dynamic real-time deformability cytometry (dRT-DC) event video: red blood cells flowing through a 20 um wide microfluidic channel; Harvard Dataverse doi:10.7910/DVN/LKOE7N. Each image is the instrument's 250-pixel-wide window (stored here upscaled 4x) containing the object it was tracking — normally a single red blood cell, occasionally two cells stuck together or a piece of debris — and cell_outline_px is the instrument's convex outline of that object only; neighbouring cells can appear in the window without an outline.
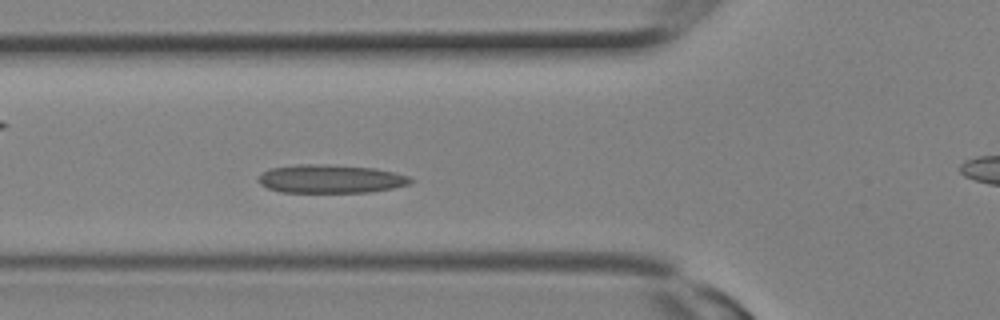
{"species": "Egyptian fruit bat (a non-hibernating species)", "species_latin": "Rousettus aegyptiacus", "temperature_condition": "room temperature", "stored_images_in_passage": 5, "segment_of_instrument_passage": [1, 2], "camera_frame_rate_fps": 3000, "um_per_image_px": 0.085, "animal": {"sex": "female"}, "frame": {"image": 1, "passage_image": 4, "time_ms": 1.0, "image_size_px": [1000, 320], "cell_outline_px": [[416, 180], [408, 184], [392, 188], [368, 192], [280, 192], [268, 188], [260, 184], [260, 172], [268, 168], [296, 164], [328, 164], [376, 168], [408, 176]], "centroid_in_image_um": [28.08, 15.19], "position_along_channel_um": 97.7, "area_um2": 25.32}}